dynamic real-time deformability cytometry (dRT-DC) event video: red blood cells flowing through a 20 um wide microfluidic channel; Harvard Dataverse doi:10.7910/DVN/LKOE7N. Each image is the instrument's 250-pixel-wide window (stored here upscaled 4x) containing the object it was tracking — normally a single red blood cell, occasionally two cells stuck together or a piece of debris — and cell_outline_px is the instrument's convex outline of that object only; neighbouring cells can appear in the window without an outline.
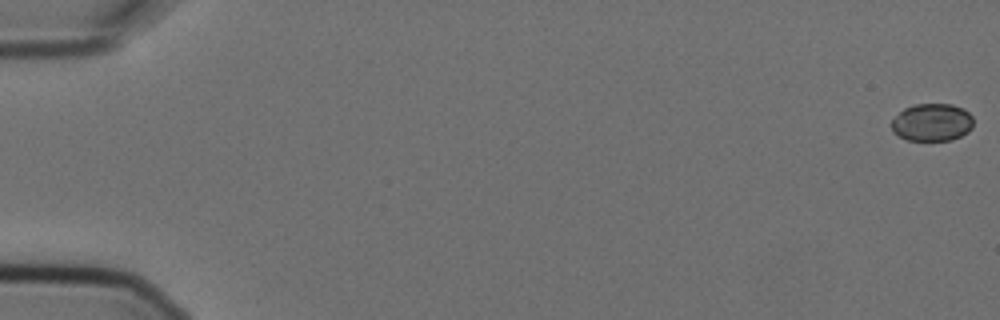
{"species": "Egyptian fruit bat (a non-hibernating species)", "species_latin": "Rousettus aegyptiacus", "temperature_condition": "cold", "stored_images_in_passage": 6, "camera_frame_rate_fps": 3000, "um_per_image_px": 0.085, "animal": {"sex": "female"}, "frame": {"image": 1, "passage_image": 1, "time_ms": 0.0, "image_size_px": [1000, 320], "cell_outline_px": [[972, 128], [968, 132], [952, 140], [908, 140], [892, 132], [892, 120], [904, 108], [916, 104], [952, 104], [964, 108], [972, 116]], "centroid_in_image_um": [79.24, 10.39], "position_along_channel_um": 5.8, "area_um2": 17.92}}
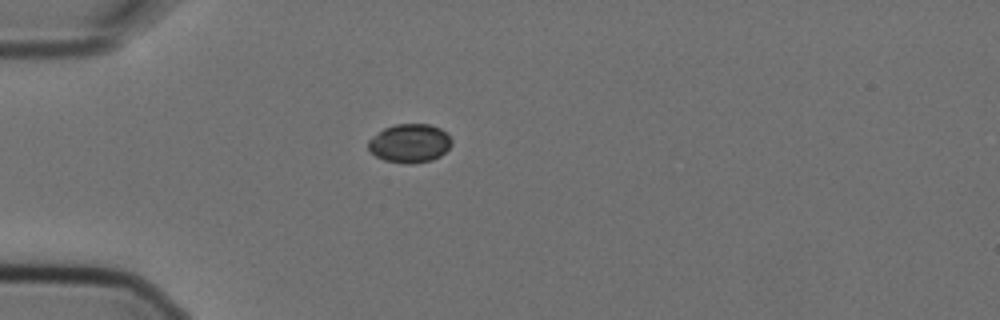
{"frame": {"image": 2, "passage_image": 5, "time_ms": 1.333, "image_size_px": [1000, 320], "cell_outline_px": [[452, 144], [440, 156], [432, 160], [412, 164], [404, 164], [384, 160], [376, 156], [368, 148], [368, 140], [384, 128], [396, 124], [428, 124], [440, 128], [452, 140]], "centroid_in_image_um": [34.82, 12.19], "position_along_channel_um": 50.2, "area_um2": 18.73}}